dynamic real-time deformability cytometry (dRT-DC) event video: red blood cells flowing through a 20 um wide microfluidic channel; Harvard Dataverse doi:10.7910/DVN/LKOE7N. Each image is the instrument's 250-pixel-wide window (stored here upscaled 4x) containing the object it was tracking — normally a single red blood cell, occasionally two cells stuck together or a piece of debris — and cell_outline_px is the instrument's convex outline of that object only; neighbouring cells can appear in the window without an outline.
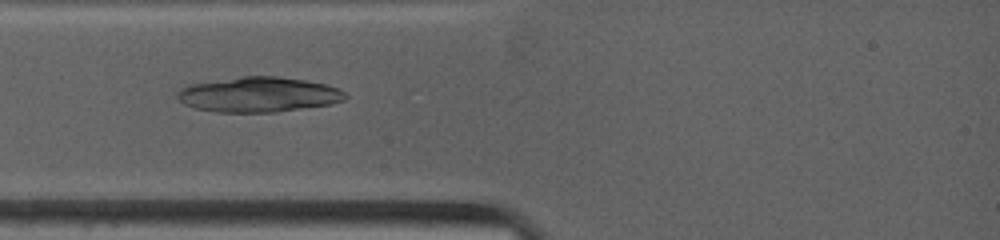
{"species": "common noctule bat (a hibernating species)", "species_latin": "Nyctalus noctula", "temperature_condition": "warm", "stored_images_in_passage": 45, "camera_frame_rate_fps": 4500, "um_per_image_px": 0.085, "animal": {"sex": "female", "body_mass_g": 19.0, "forearm_length_mm": 53.3}, "frame": {"image": 1, "passage_image": 7, "time_ms": 2.222, "image_size_px": [1000, 240], "cell_outline_px": [[348, 96], [344, 100], [332, 104], [276, 112], [216, 112], [196, 108], [184, 104], [176, 96], [176, 92], [180, 88], [192, 84], [240, 76], [280, 76], [328, 84], [340, 88]], "centroid_in_image_um": [22.01, 8.03], "position_along_channel_um": 63.0, "area_um2": 34.51}}
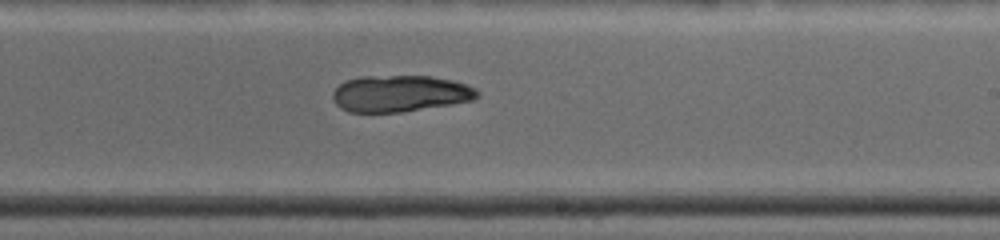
{"frame": {"image": 2, "passage_image": 21, "time_ms": 7.111, "image_size_px": [1000, 240], "cell_outline_px": [[480, 96], [472, 100], [452, 104], [400, 112], [348, 112], [340, 108], [332, 100], [332, 92], [340, 84], [348, 80], [360, 76], [432, 76], [452, 80], [468, 84], [476, 88], [480, 92]], "centroid_in_image_um": [34.02, 7.95], "position_along_channel_um": 255.0, "area_um2": 30.98}}
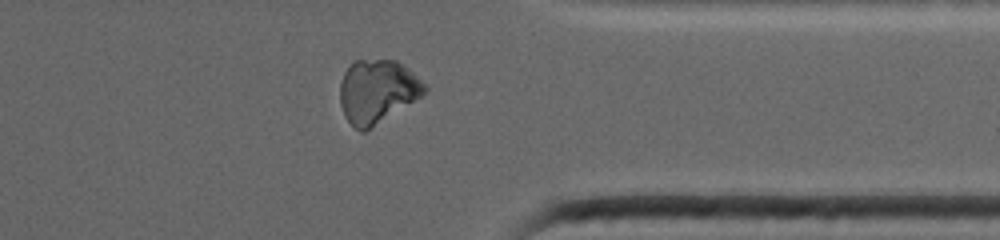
{"frame": {"image": 3, "passage_image": 35, "time_ms": 10.444, "image_size_px": [1000, 240], "cell_outline_px": [[428, 88], [420, 96], [364, 132], [360, 132], [344, 116], [340, 104], [340, 84], [344, 72], [356, 60], [396, 60], [408, 68]], "centroid_in_image_um": [32.03, 7.76], "position_along_channel_um": 379.4, "area_um2": 30.63}}